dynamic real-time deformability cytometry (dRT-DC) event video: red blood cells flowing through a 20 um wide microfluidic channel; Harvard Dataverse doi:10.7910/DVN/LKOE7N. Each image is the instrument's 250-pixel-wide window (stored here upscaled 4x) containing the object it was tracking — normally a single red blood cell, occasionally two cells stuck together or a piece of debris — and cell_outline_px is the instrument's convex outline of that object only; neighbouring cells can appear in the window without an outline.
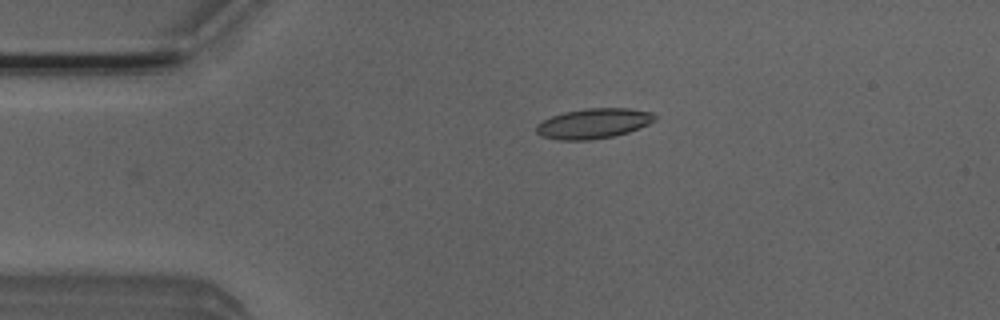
{"species": "Egyptian fruit bat (a non-hibernating species)", "species_latin": "Rousettus aegyptiacus", "temperature_condition": "room temperature", "stored_images_in_passage": 4, "camera_frame_rate_fps": 3000, "um_per_image_px": 0.085, "animal": {"sex": "male"}, "frame": {"image": 1, "passage_image": 4, "time_ms": 1.0, "image_size_px": [1000, 320], "cell_outline_px": [[656, 120], [640, 128], [628, 132], [612, 136], [592, 140], [556, 140], [540, 136], [536, 132], [536, 124], [552, 116], [564, 112], [584, 108], [628, 108], [652, 112], [656, 116]], "centroid_in_image_um": [50.44, 10.5], "position_along_channel_um": 34.6, "area_um2": 20.92}}